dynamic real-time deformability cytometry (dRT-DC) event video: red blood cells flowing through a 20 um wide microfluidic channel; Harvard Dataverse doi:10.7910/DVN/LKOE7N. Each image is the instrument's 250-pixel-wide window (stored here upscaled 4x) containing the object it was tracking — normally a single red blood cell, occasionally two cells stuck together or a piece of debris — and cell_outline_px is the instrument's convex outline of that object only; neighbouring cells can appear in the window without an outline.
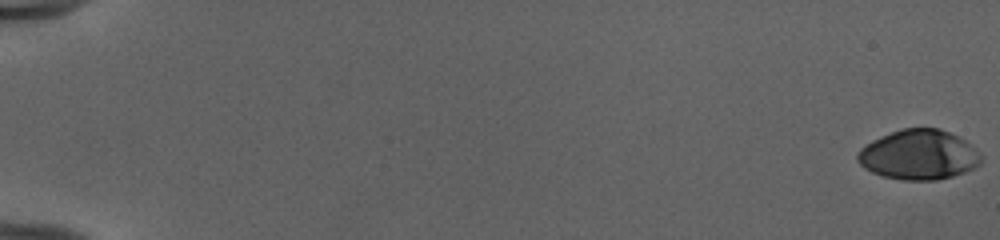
{"species": "human", "species_latin": "Homo sapiens", "temperature_condition": "cold", "stored_images_in_passage": 54, "camera_frame_rate_fps": 3000, "um_per_image_px": 0.085, "donor": {"sex": "female"}, "frame": {"image": 1, "passage_image": 1, "time_ms": 0.0, "image_size_px": [1000, 240], "cell_outline_px": [[980, 164], [964, 172], [952, 176], [936, 180], [904, 180], [884, 176], [872, 172], [864, 168], [856, 160], [856, 156], [860, 148], [872, 140], [880, 136], [900, 128], [940, 128], [964, 140], [980, 156]], "centroid_in_image_um": [78.03, 13.15], "position_along_channel_um": 7.0, "area_um2": 35.55}}
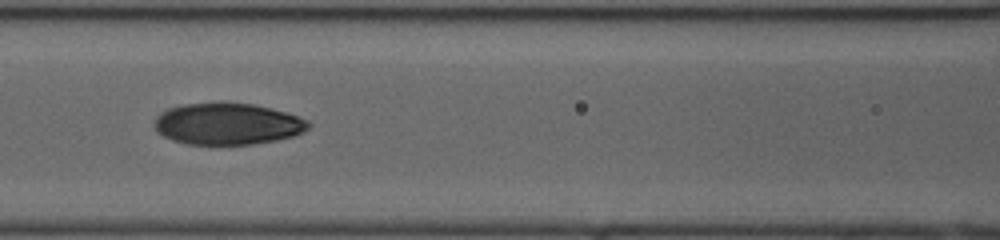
{"frame": {"image": 2, "passage_image": 27, "time_ms": 8.667, "image_size_px": [1000, 240], "cell_outline_px": [[312, 124], [304, 132], [296, 136], [276, 140], [252, 144], [184, 144], [172, 140], [164, 136], [156, 128], [156, 120], [164, 112], [172, 108], [184, 104], [252, 104], [284, 112], [308, 120]], "centroid_in_image_um": [19.42, 10.56], "position_along_channel_um": 147.2, "area_um2": 36.41}}
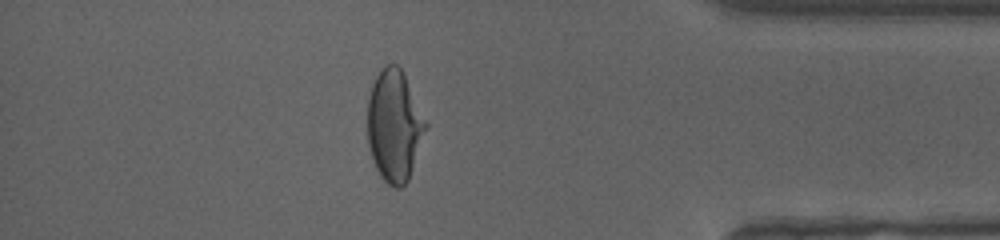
{"frame": {"image": 3, "passage_image": 48, "time_ms": 15.667, "image_size_px": [1000, 240], "cell_outline_px": [[428, 124], [408, 180], [400, 188], [396, 188], [388, 184], [380, 176], [376, 168], [368, 144], [368, 100], [372, 84], [376, 76], [388, 64], [396, 64], [404, 72]], "centroid_in_image_um": [33.52, 10.68], "position_along_channel_um": 401.7, "area_um2": 37.51}, "authors_computed_cell_mechanics": {"area_um2": 36.3273, "velocity_mm_per_s": 3.9969, "shape_relaxation_time_tau1_ms": 5.9853, "shape_relaxation_time_tau2_ms": 1.0346, "deformation_change_tau1": 0.2319, "deformation_change_tau2": 0.0518}}